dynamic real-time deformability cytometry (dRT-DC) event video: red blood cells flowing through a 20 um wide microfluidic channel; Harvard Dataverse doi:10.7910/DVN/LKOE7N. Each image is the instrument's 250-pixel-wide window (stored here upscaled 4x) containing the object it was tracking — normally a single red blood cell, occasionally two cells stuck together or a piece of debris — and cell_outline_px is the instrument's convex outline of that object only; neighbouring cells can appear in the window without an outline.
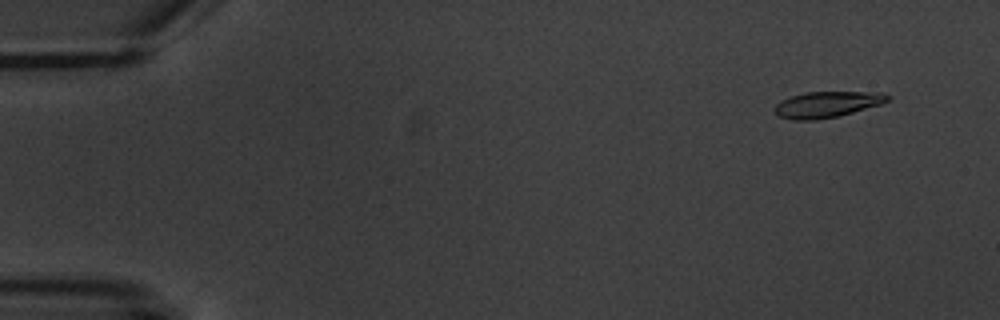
{"species": "common noctule bat (a hibernating species)", "species_latin": "Nyctalus noctula", "temperature_condition": "warm", "stored_images_in_passage": 5, "camera_frame_rate_fps": 3000, "um_per_image_px": 0.085, "animal": {"sex": "male", "body_mass_g": 20.1, "forearm_length_mm": 53.5}, "frame": {"image": 1, "passage_image": 2, "time_ms": 1.333, "image_size_px": [1000, 320], "cell_outline_px": [[892, 96], [888, 100], [880, 104], [852, 112], [836, 116], [816, 120], [792, 120], [780, 116], [776, 112], [776, 104], [780, 100], [792, 96], [808, 92], [880, 92]], "centroid_in_image_um": [70.3, 8.87], "position_along_channel_um": 14.7, "area_um2": 16.82}}